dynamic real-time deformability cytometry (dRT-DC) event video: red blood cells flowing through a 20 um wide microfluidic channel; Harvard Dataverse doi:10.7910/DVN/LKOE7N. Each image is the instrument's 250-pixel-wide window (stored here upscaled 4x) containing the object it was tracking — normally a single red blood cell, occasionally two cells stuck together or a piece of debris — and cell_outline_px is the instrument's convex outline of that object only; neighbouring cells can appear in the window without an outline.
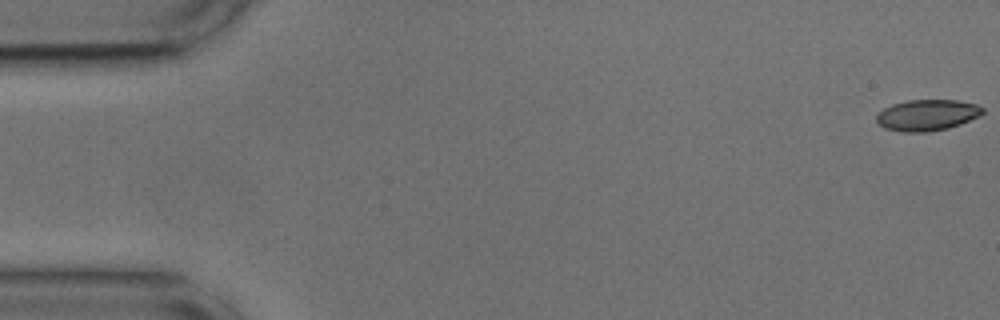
{"species": "common noctule bat (a hibernating species)", "species_latin": "Nyctalus noctula", "temperature_condition": "cold", "stored_images_in_passage": 54, "camera_frame_rate_fps": 3000, "um_per_image_px": 0.085, "animal": {"sex": "male", "body_mass_g": 17.9, "forearm_length_mm": 54.2}, "frame": {"image": 1, "passage_image": 1, "time_ms": 0.0, "image_size_px": [1000, 320], "cell_outline_px": [[984, 112], [980, 116], [960, 124], [948, 128], [928, 132], [900, 132], [884, 128], [876, 120], [876, 116], [884, 108], [892, 104], [908, 100], [956, 100], [976, 104], [984, 108]], "centroid_in_image_um": [78.82, 9.79], "position_along_channel_um": 6.2, "area_um2": 19.31}}
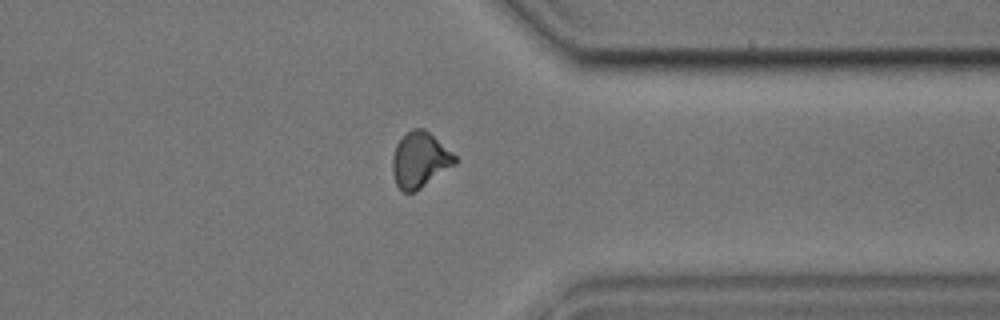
{"frame": {"image": 2, "passage_image": 42, "time_ms": 13.667, "image_size_px": [1000, 320], "cell_outline_px": [[456, 164], [416, 192], [400, 192], [396, 184], [392, 172], [392, 156], [396, 144], [412, 128], [424, 128], [452, 152], [456, 156]], "centroid_in_image_um": [35.67, 13.62], "position_along_channel_um": 375.7, "area_um2": 20.29}}
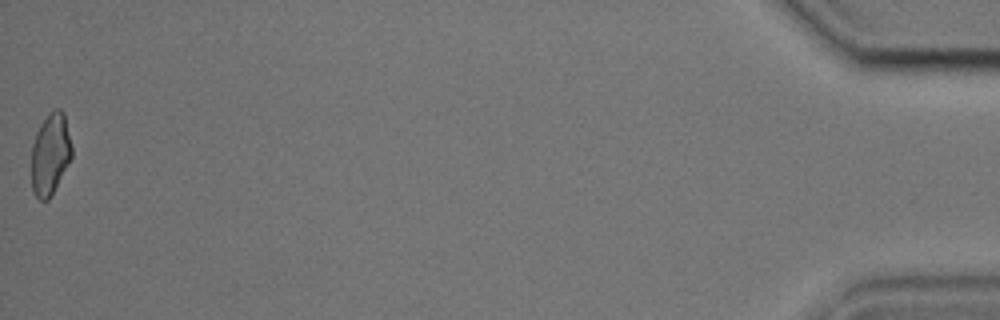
{"frame": {"image": 3, "passage_image": 54, "time_ms": 17.667, "image_size_px": [1000, 320], "cell_outline_px": [[72, 156], [48, 200], [40, 200], [32, 192], [32, 144], [36, 132], [40, 124], [56, 108], [60, 108], [64, 112], [72, 144]], "centroid_in_image_um": [4.28, 13.08], "position_along_channel_um": 430.9, "area_um2": 18.96}, "authors_computed_cell_mechanics": {"area_um2": 19.9121, "velocity_mm_per_s": 3.7215, "shape_relaxation_time_tau1_ms": 7.6401, "shape_relaxation_time_tau2_ms": 1.496, "deformation_change_tau1": 0.1786, "deformation_change_tau2": 0.0528}}